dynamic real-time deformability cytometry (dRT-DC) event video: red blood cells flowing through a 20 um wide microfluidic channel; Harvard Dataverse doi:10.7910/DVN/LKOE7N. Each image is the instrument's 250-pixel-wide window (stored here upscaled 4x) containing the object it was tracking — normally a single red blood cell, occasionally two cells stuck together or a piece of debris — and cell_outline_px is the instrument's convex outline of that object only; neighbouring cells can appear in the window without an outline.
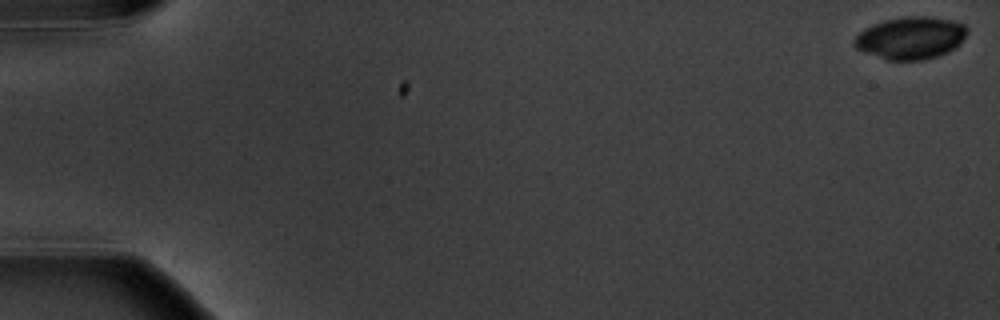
{"species": "common noctule bat (a hibernating species)", "species_latin": "Nyctalus noctula", "temperature_condition": "warm", "stored_images_in_passage": 5, "camera_frame_rate_fps": 3000, "um_per_image_px": 0.085, "animal": {"sex": "male", "body_mass_g": 20.1, "forearm_length_mm": 53.5}, "frame": {"image": 1, "passage_image": 1, "time_ms": 0.0, "image_size_px": [1000, 320], "cell_outline_px": [[968, 32], [960, 44], [956, 48], [936, 56], [924, 60], [884, 60], [864, 52], [856, 48], [852, 44], [852, 40], [864, 28], [884, 20], [904, 16], [924, 16], [952, 20], [964, 24], [968, 28]], "centroid_in_image_um": [77.4, 3.23], "position_along_channel_um": 7.6, "area_um2": 28.09}}
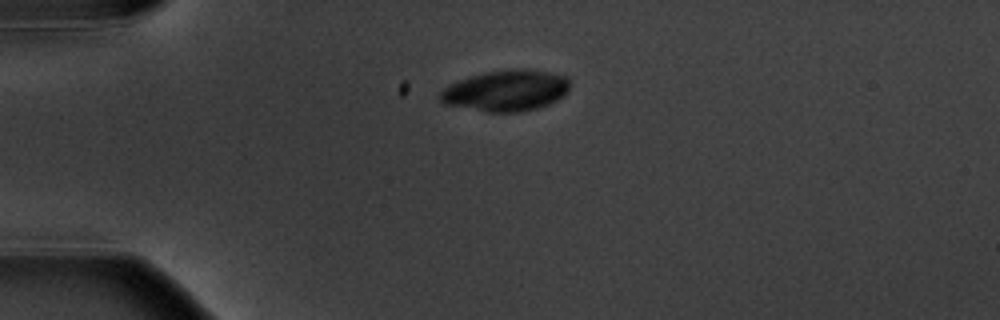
{"frame": {"image": 2, "passage_image": 5, "time_ms": 4.667, "image_size_px": [1000, 320], "cell_outline_px": [[568, 92], [564, 96], [548, 104], [536, 108], [520, 112], [484, 112], [444, 104], [436, 96], [448, 84], [484, 72], [504, 68], [528, 68], [568, 76]], "centroid_in_image_um": [42.99, 7.69], "position_along_channel_um": 42.0, "area_um2": 31.5}}